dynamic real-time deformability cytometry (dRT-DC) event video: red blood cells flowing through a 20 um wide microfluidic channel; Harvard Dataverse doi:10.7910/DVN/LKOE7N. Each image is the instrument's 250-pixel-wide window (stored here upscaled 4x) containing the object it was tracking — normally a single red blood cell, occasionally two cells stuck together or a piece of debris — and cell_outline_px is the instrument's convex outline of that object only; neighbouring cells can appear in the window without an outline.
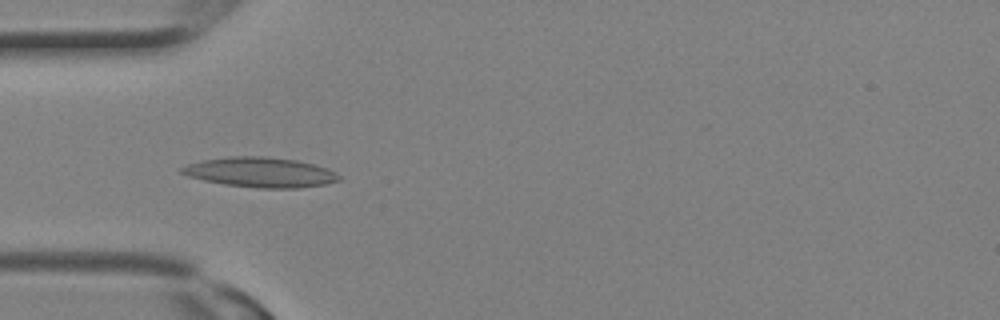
{"species": "Egyptian fruit bat (a non-hibernating species)", "species_latin": "Rousettus aegyptiacus", "temperature_condition": "room temperature", "stored_images_in_passage": 26, "camera_frame_rate_fps": 3000, "um_per_image_px": 0.085, "animal": {"sex": "female"}, "frame": {"image": 1, "passage_image": 6, "time_ms": 1.667, "image_size_px": [1000, 320], "cell_outline_px": [[344, 180], [324, 184], [300, 188], [260, 188], [224, 184], [204, 180], [188, 176], [180, 172], [180, 168], [188, 164], [200, 160], [228, 156], [264, 156], [296, 160], [328, 168], [336, 172]], "centroid_in_image_um": [22.15, 14.64], "position_along_channel_um": 62.9, "area_um2": 27.57}}
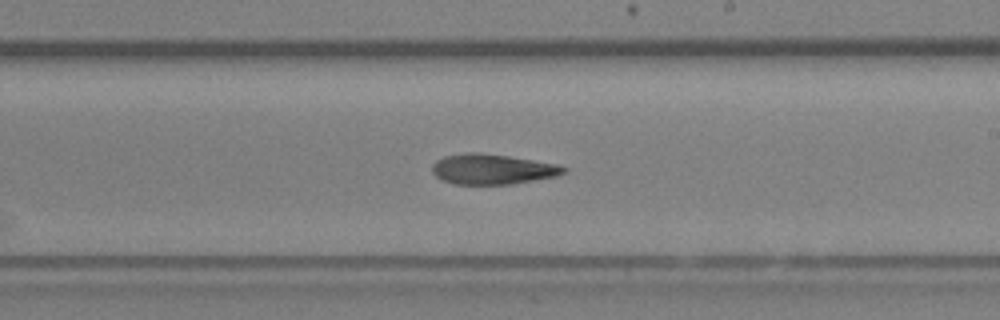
{"frame": {"image": 2, "passage_image": 14, "time_ms": 4.333, "image_size_px": [1000, 320], "cell_outline_px": [[568, 172], [556, 176], [512, 184], [456, 184], [440, 180], [432, 172], [432, 164], [436, 160], [444, 156], [468, 152], [480, 152], [508, 156], [560, 164], [568, 168]], "centroid_in_image_um": [41.87, 14.37], "position_along_channel_um": 247.1, "area_um2": 23.41}}
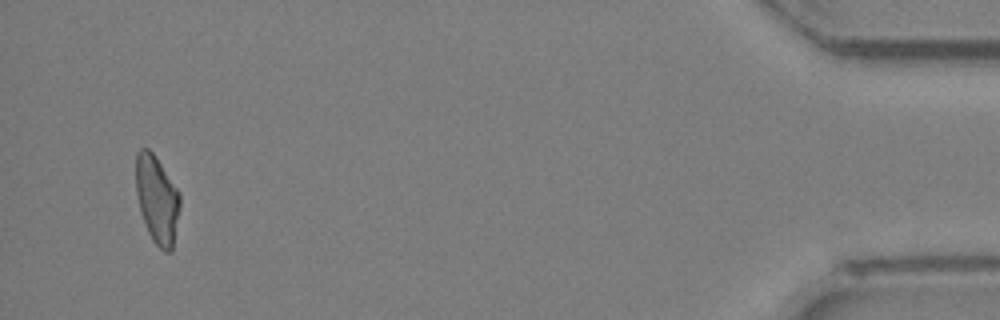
{"frame": {"image": 3, "passage_image": 25, "time_ms": 8.0, "image_size_px": [1000, 320], "cell_outline_px": [[180, 208], [172, 252], [164, 252], [152, 240], [148, 232], [140, 212], [136, 192], [136, 152], [140, 148], [148, 148], [152, 152], [180, 192]], "centroid_in_image_um": [13.35, 16.97], "position_along_channel_um": 421.9, "area_um2": 22.66}}